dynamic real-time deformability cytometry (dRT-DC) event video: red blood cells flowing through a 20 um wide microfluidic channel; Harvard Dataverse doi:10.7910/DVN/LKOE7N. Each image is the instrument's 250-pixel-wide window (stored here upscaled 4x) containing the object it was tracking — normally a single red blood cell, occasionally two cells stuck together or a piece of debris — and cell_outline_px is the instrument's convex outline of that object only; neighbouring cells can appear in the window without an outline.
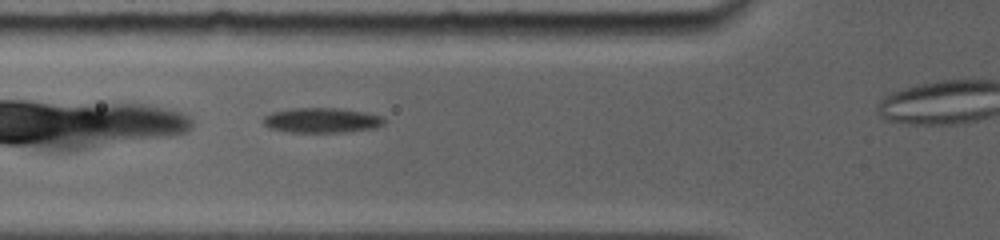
{"species": "common noctule bat (a hibernating species)", "species_latin": "Nyctalus noctula", "temperature_condition": "room temperature", "stored_images_in_passage": 5, "camera_frame_rate_fps": 5000, "um_per_image_px": 0.085, "animal": {"sex": "female", "body_mass_g": 19.0, "forearm_length_mm": 56.7}, "frame": {"image": 1, "passage_image": 3, "time_ms": 1.4, "image_size_px": [1000, 240], "cell_outline_px": [[388, 120], [384, 124], [376, 128], [344, 132], [288, 132], [268, 128], [264, 124], [264, 116], [272, 112], [292, 108], [336, 108], [364, 112], [380, 116]], "centroid_in_image_um": [27.36, 10.23], "position_along_channel_um": 98.4, "area_um2": 17.63}}
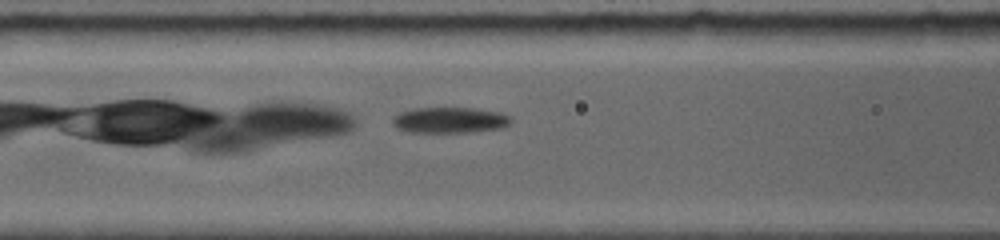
{"frame": {"image": 2, "passage_image": 4, "time_ms": 2.2, "image_size_px": [1000, 240], "cell_outline_px": [[512, 120], [504, 128], [472, 132], [408, 132], [396, 128], [392, 124], [392, 120], [400, 112], [412, 108], [476, 108], [500, 112], [508, 116]], "centroid_in_image_um": [38.23, 10.21], "position_along_channel_um": 128.4, "area_um2": 17.92}}